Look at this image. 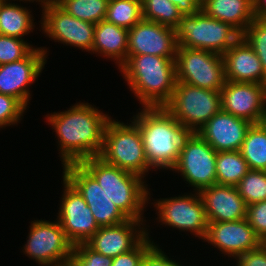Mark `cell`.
Listing matches in <instances>:
<instances>
[{"instance_id":"1","label":"cell","mask_w":266,"mask_h":266,"mask_svg":"<svg viewBox=\"0 0 266 266\" xmlns=\"http://www.w3.org/2000/svg\"><path fill=\"white\" fill-rule=\"evenodd\" d=\"M111 116L90 103L79 102L66 111L46 115L58 138L62 165L99 156L103 148L104 130Z\"/></svg>"},{"instance_id":"2","label":"cell","mask_w":266,"mask_h":266,"mask_svg":"<svg viewBox=\"0 0 266 266\" xmlns=\"http://www.w3.org/2000/svg\"><path fill=\"white\" fill-rule=\"evenodd\" d=\"M132 118L139 127L149 166L154 171L172 170L190 132L164 107H143Z\"/></svg>"},{"instance_id":"3","label":"cell","mask_w":266,"mask_h":266,"mask_svg":"<svg viewBox=\"0 0 266 266\" xmlns=\"http://www.w3.org/2000/svg\"><path fill=\"white\" fill-rule=\"evenodd\" d=\"M118 69L142 107H164L171 100L176 84L175 58L127 55Z\"/></svg>"},{"instance_id":"4","label":"cell","mask_w":266,"mask_h":266,"mask_svg":"<svg viewBox=\"0 0 266 266\" xmlns=\"http://www.w3.org/2000/svg\"><path fill=\"white\" fill-rule=\"evenodd\" d=\"M79 163L128 219L146 222L142 215L145 205L150 201V191L144 178L108 164L99 156L86 158Z\"/></svg>"},{"instance_id":"5","label":"cell","mask_w":266,"mask_h":266,"mask_svg":"<svg viewBox=\"0 0 266 266\" xmlns=\"http://www.w3.org/2000/svg\"><path fill=\"white\" fill-rule=\"evenodd\" d=\"M110 118L105 126L103 148L99 155L106 163L145 178L152 169L146 159L137 124Z\"/></svg>"},{"instance_id":"6","label":"cell","mask_w":266,"mask_h":266,"mask_svg":"<svg viewBox=\"0 0 266 266\" xmlns=\"http://www.w3.org/2000/svg\"><path fill=\"white\" fill-rule=\"evenodd\" d=\"M178 47L207 50L223 55L241 34L230 24L207 16L202 10L183 15L175 28Z\"/></svg>"},{"instance_id":"7","label":"cell","mask_w":266,"mask_h":266,"mask_svg":"<svg viewBox=\"0 0 266 266\" xmlns=\"http://www.w3.org/2000/svg\"><path fill=\"white\" fill-rule=\"evenodd\" d=\"M221 93L176 82L171 100L164 108L189 132H197L222 109Z\"/></svg>"},{"instance_id":"8","label":"cell","mask_w":266,"mask_h":266,"mask_svg":"<svg viewBox=\"0 0 266 266\" xmlns=\"http://www.w3.org/2000/svg\"><path fill=\"white\" fill-rule=\"evenodd\" d=\"M176 82L221 91L226 82L223 55L200 49L178 47L175 57Z\"/></svg>"},{"instance_id":"9","label":"cell","mask_w":266,"mask_h":266,"mask_svg":"<svg viewBox=\"0 0 266 266\" xmlns=\"http://www.w3.org/2000/svg\"><path fill=\"white\" fill-rule=\"evenodd\" d=\"M217 152L197 133L190 132L183 140L180 156L172 171L181 173L195 192L217 184Z\"/></svg>"},{"instance_id":"10","label":"cell","mask_w":266,"mask_h":266,"mask_svg":"<svg viewBox=\"0 0 266 266\" xmlns=\"http://www.w3.org/2000/svg\"><path fill=\"white\" fill-rule=\"evenodd\" d=\"M29 227L24 254L42 266L70 260L74 245L67 239L58 220H34Z\"/></svg>"},{"instance_id":"11","label":"cell","mask_w":266,"mask_h":266,"mask_svg":"<svg viewBox=\"0 0 266 266\" xmlns=\"http://www.w3.org/2000/svg\"><path fill=\"white\" fill-rule=\"evenodd\" d=\"M157 218L161 225L179 229L180 231H189L198 239L204 240L208 220L203 206V202L198 192L189 193L182 196L171 198H160L154 202ZM158 210V212H157Z\"/></svg>"},{"instance_id":"12","label":"cell","mask_w":266,"mask_h":266,"mask_svg":"<svg viewBox=\"0 0 266 266\" xmlns=\"http://www.w3.org/2000/svg\"><path fill=\"white\" fill-rule=\"evenodd\" d=\"M62 167L63 177L83 196L99 227L117 225L128 220L80 163H69Z\"/></svg>"},{"instance_id":"13","label":"cell","mask_w":266,"mask_h":266,"mask_svg":"<svg viewBox=\"0 0 266 266\" xmlns=\"http://www.w3.org/2000/svg\"><path fill=\"white\" fill-rule=\"evenodd\" d=\"M41 30L55 42L92 51L95 24L69 15L54 0L42 9Z\"/></svg>"},{"instance_id":"14","label":"cell","mask_w":266,"mask_h":266,"mask_svg":"<svg viewBox=\"0 0 266 266\" xmlns=\"http://www.w3.org/2000/svg\"><path fill=\"white\" fill-rule=\"evenodd\" d=\"M62 178L64 189L56 220L73 245L86 243L100 227L83 196L65 177Z\"/></svg>"},{"instance_id":"15","label":"cell","mask_w":266,"mask_h":266,"mask_svg":"<svg viewBox=\"0 0 266 266\" xmlns=\"http://www.w3.org/2000/svg\"><path fill=\"white\" fill-rule=\"evenodd\" d=\"M45 48L36 47L25 58L0 65V93L16 98L26 109L31 98L29 87L47 63Z\"/></svg>"},{"instance_id":"16","label":"cell","mask_w":266,"mask_h":266,"mask_svg":"<svg viewBox=\"0 0 266 266\" xmlns=\"http://www.w3.org/2000/svg\"><path fill=\"white\" fill-rule=\"evenodd\" d=\"M222 110L259 124L266 108V85L226 81L221 91Z\"/></svg>"},{"instance_id":"17","label":"cell","mask_w":266,"mask_h":266,"mask_svg":"<svg viewBox=\"0 0 266 266\" xmlns=\"http://www.w3.org/2000/svg\"><path fill=\"white\" fill-rule=\"evenodd\" d=\"M178 48L174 28L145 19L128 30L127 55H155L175 58Z\"/></svg>"},{"instance_id":"18","label":"cell","mask_w":266,"mask_h":266,"mask_svg":"<svg viewBox=\"0 0 266 266\" xmlns=\"http://www.w3.org/2000/svg\"><path fill=\"white\" fill-rule=\"evenodd\" d=\"M144 225V221L128 219L117 225L102 226L86 244L97 253L115 258L134 249L149 235Z\"/></svg>"},{"instance_id":"19","label":"cell","mask_w":266,"mask_h":266,"mask_svg":"<svg viewBox=\"0 0 266 266\" xmlns=\"http://www.w3.org/2000/svg\"><path fill=\"white\" fill-rule=\"evenodd\" d=\"M204 241L220 250L221 254L233 259L239 254L258 248L263 243L246 218L208 223Z\"/></svg>"},{"instance_id":"20","label":"cell","mask_w":266,"mask_h":266,"mask_svg":"<svg viewBox=\"0 0 266 266\" xmlns=\"http://www.w3.org/2000/svg\"><path fill=\"white\" fill-rule=\"evenodd\" d=\"M251 125L221 109L197 133L216 152L239 151Z\"/></svg>"},{"instance_id":"21","label":"cell","mask_w":266,"mask_h":266,"mask_svg":"<svg viewBox=\"0 0 266 266\" xmlns=\"http://www.w3.org/2000/svg\"><path fill=\"white\" fill-rule=\"evenodd\" d=\"M208 223L238 221L246 218L247 204L236 186L214 184L199 192Z\"/></svg>"},{"instance_id":"22","label":"cell","mask_w":266,"mask_h":266,"mask_svg":"<svg viewBox=\"0 0 266 266\" xmlns=\"http://www.w3.org/2000/svg\"><path fill=\"white\" fill-rule=\"evenodd\" d=\"M223 59L226 81L264 84L262 64L242 37L223 54Z\"/></svg>"},{"instance_id":"23","label":"cell","mask_w":266,"mask_h":266,"mask_svg":"<svg viewBox=\"0 0 266 266\" xmlns=\"http://www.w3.org/2000/svg\"><path fill=\"white\" fill-rule=\"evenodd\" d=\"M92 52L113 59L120 68L127 60L128 30L106 20L98 22L95 24Z\"/></svg>"},{"instance_id":"24","label":"cell","mask_w":266,"mask_h":266,"mask_svg":"<svg viewBox=\"0 0 266 266\" xmlns=\"http://www.w3.org/2000/svg\"><path fill=\"white\" fill-rule=\"evenodd\" d=\"M201 10L242 34L255 18L253 0H203Z\"/></svg>"},{"instance_id":"25","label":"cell","mask_w":266,"mask_h":266,"mask_svg":"<svg viewBox=\"0 0 266 266\" xmlns=\"http://www.w3.org/2000/svg\"><path fill=\"white\" fill-rule=\"evenodd\" d=\"M28 7L4 0L0 7V34L20 39L33 32L35 24Z\"/></svg>"},{"instance_id":"26","label":"cell","mask_w":266,"mask_h":266,"mask_svg":"<svg viewBox=\"0 0 266 266\" xmlns=\"http://www.w3.org/2000/svg\"><path fill=\"white\" fill-rule=\"evenodd\" d=\"M239 151L250 169L266 171V129L260 123L251 125Z\"/></svg>"},{"instance_id":"27","label":"cell","mask_w":266,"mask_h":266,"mask_svg":"<svg viewBox=\"0 0 266 266\" xmlns=\"http://www.w3.org/2000/svg\"><path fill=\"white\" fill-rule=\"evenodd\" d=\"M250 170L240 151H221L216 156L217 184L236 186Z\"/></svg>"},{"instance_id":"28","label":"cell","mask_w":266,"mask_h":266,"mask_svg":"<svg viewBox=\"0 0 266 266\" xmlns=\"http://www.w3.org/2000/svg\"><path fill=\"white\" fill-rule=\"evenodd\" d=\"M143 19L141 0H109L105 20L131 29Z\"/></svg>"},{"instance_id":"29","label":"cell","mask_w":266,"mask_h":266,"mask_svg":"<svg viewBox=\"0 0 266 266\" xmlns=\"http://www.w3.org/2000/svg\"><path fill=\"white\" fill-rule=\"evenodd\" d=\"M69 15L94 24L105 20L109 0H54Z\"/></svg>"},{"instance_id":"30","label":"cell","mask_w":266,"mask_h":266,"mask_svg":"<svg viewBox=\"0 0 266 266\" xmlns=\"http://www.w3.org/2000/svg\"><path fill=\"white\" fill-rule=\"evenodd\" d=\"M143 19L176 28L182 19L178 7L170 0H141Z\"/></svg>"},{"instance_id":"31","label":"cell","mask_w":266,"mask_h":266,"mask_svg":"<svg viewBox=\"0 0 266 266\" xmlns=\"http://www.w3.org/2000/svg\"><path fill=\"white\" fill-rule=\"evenodd\" d=\"M236 188L247 206L266 200V171L250 169Z\"/></svg>"},{"instance_id":"32","label":"cell","mask_w":266,"mask_h":266,"mask_svg":"<svg viewBox=\"0 0 266 266\" xmlns=\"http://www.w3.org/2000/svg\"><path fill=\"white\" fill-rule=\"evenodd\" d=\"M241 37L257 54L263 67L266 85V19L254 18Z\"/></svg>"},{"instance_id":"33","label":"cell","mask_w":266,"mask_h":266,"mask_svg":"<svg viewBox=\"0 0 266 266\" xmlns=\"http://www.w3.org/2000/svg\"><path fill=\"white\" fill-rule=\"evenodd\" d=\"M33 49V45L24 39L0 34V65L19 61Z\"/></svg>"},{"instance_id":"34","label":"cell","mask_w":266,"mask_h":266,"mask_svg":"<svg viewBox=\"0 0 266 266\" xmlns=\"http://www.w3.org/2000/svg\"><path fill=\"white\" fill-rule=\"evenodd\" d=\"M159 248L147 235L134 249L113 258L112 266H144L146 259Z\"/></svg>"},{"instance_id":"35","label":"cell","mask_w":266,"mask_h":266,"mask_svg":"<svg viewBox=\"0 0 266 266\" xmlns=\"http://www.w3.org/2000/svg\"><path fill=\"white\" fill-rule=\"evenodd\" d=\"M74 266H112L113 258L92 250L86 243L74 245L70 258Z\"/></svg>"},{"instance_id":"36","label":"cell","mask_w":266,"mask_h":266,"mask_svg":"<svg viewBox=\"0 0 266 266\" xmlns=\"http://www.w3.org/2000/svg\"><path fill=\"white\" fill-rule=\"evenodd\" d=\"M25 110L16 98L0 93V129L19 123Z\"/></svg>"},{"instance_id":"37","label":"cell","mask_w":266,"mask_h":266,"mask_svg":"<svg viewBox=\"0 0 266 266\" xmlns=\"http://www.w3.org/2000/svg\"><path fill=\"white\" fill-rule=\"evenodd\" d=\"M246 219L261 241L266 242V200L248 205Z\"/></svg>"},{"instance_id":"38","label":"cell","mask_w":266,"mask_h":266,"mask_svg":"<svg viewBox=\"0 0 266 266\" xmlns=\"http://www.w3.org/2000/svg\"><path fill=\"white\" fill-rule=\"evenodd\" d=\"M235 259L236 266H266V242L254 250L239 254Z\"/></svg>"},{"instance_id":"39","label":"cell","mask_w":266,"mask_h":266,"mask_svg":"<svg viewBox=\"0 0 266 266\" xmlns=\"http://www.w3.org/2000/svg\"><path fill=\"white\" fill-rule=\"evenodd\" d=\"M144 266H182L176 260L170 259L162 249L156 248L146 259ZM184 266V265H183Z\"/></svg>"},{"instance_id":"40","label":"cell","mask_w":266,"mask_h":266,"mask_svg":"<svg viewBox=\"0 0 266 266\" xmlns=\"http://www.w3.org/2000/svg\"><path fill=\"white\" fill-rule=\"evenodd\" d=\"M182 15H193L201 10L203 0H170Z\"/></svg>"},{"instance_id":"41","label":"cell","mask_w":266,"mask_h":266,"mask_svg":"<svg viewBox=\"0 0 266 266\" xmlns=\"http://www.w3.org/2000/svg\"><path fill=\"white\" fill-rule=\"evenodd\" d=\"M253 13L255 18L266 19V0H253Z\"/></svg>"},{"instance_id":"42","label":"cell","mask_w":266,"mask_h":266,"mask_svg":"<svg viewBox=\"0 0 266 266\" xmlns=\"http://www.w3.org/2000/svg\"><path fill=\"white\" fill-rule=\"evenodd\" d=\"M8 1H10V0H8ZM14 1H17V0H14ZM20 1H25V2H34V1H36V2H40V4H41V7H42V9L46 6V5H48L51 1H53V0H20Z\"/></svg>"},{"instance_id":"43","label":"cell","mask_w":266,"mask_h":266,"mask_svg":"<svg viewBox=\"0 0 266 266\" xmlns=\"http://www.w3.org/2000/svg\"><path fill=\"white\" fill-rule=\"evenodd\" d=\"M47 266H74L73 263L71 262V260L62 262V263H58V264H52V265H47Z\"/></svg>"},{"instance_id":"44","label":"cell","mask_w":266,"mask_h":266,"mask_svg":"<svg viewBox=\"0 0 266 266\" xmlns=\"http://www.w3.org/2000/svg\"><path fill=\"white\" fill-rule=\"evenodd\" d=\"M260 124L266 129V108H265V111H264V113L262 115Z\"/></svg>"}]
</instances>
